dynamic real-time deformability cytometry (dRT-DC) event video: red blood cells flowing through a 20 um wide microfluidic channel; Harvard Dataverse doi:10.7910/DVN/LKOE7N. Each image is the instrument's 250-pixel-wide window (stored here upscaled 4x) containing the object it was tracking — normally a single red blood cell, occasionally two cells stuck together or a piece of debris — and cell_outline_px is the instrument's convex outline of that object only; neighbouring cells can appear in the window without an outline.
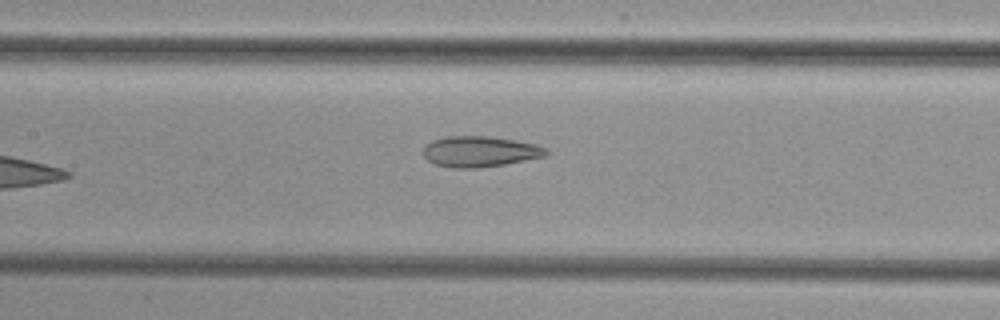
{"species": "common noctule bat (a hibernating species)", "species_latin": "Nyctalus noctula", "temperature_condition": "cold", "stored_images_in_passage": 6, "camera_frame_rate_fps": 3000, "um_per_image_px": 0.085, "animal": {"sex": "female", "body_mass_g": 29.2, "forearm_length_mm": 56.3}, "frame": {"image": 1, "passage_image": 6, "time_ms": 6.0, "image_size_px": [1000, 320], "cell_outline_px": [[548, 156], [504, 164], [480, 168], [456, 168], [436, 164], [428, 160], [424, 156], [424, 148], [432, 140], [448, 136], [488, 136], [516, 140], [536, 144], [548, 148]], "centroid_in_image_um": [40.85, 12.88], "position_along_channel_um": 166.6, "area_um2": 22.02}}